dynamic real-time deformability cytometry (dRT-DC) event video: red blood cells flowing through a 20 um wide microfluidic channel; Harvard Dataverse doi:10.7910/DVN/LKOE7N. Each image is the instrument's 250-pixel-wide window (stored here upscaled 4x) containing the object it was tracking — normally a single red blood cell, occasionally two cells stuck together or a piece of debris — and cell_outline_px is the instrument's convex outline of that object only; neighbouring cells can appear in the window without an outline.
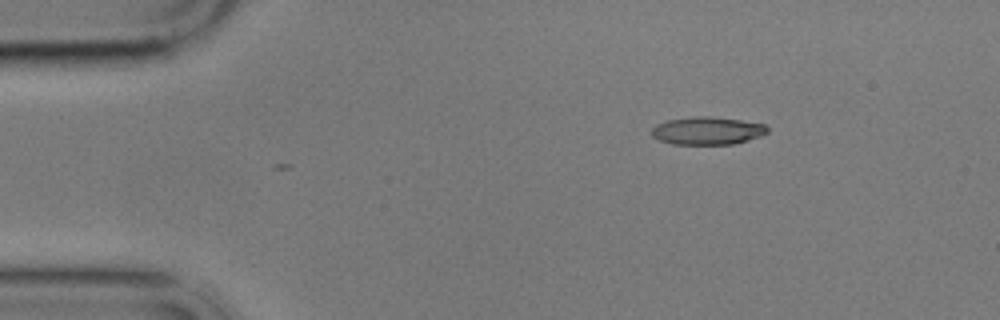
{"species": "common noctule bat (a hibernating species)", "species_latin": "Nyctalus noctula", "temperature_condition": "cold", "stored_images_in_passage": 5, "camera_frame_rate_fps": 3000, "um_per_image_px": 0.085, "animal": {"sex": "male", "body_mass_g": 17.9}, "frame": {"image": 1, "passage_image": 3, "time_ms": 2.333, "image_size_px": [1000, 320], "cell_outline_px": [[768, 132], [760, 136], [748, 140], [732, 144], [672, 144], [660, 140], [652, 136], [652, 128], [656, 124], [668, 120], [692, 116], [712, 116], [740, 120], [764, 124], [768, 128]], "centroid_in_image_um": [60.12, 11.1], "position_along_channel_um": 24.9, "area_um2": 18.73}}